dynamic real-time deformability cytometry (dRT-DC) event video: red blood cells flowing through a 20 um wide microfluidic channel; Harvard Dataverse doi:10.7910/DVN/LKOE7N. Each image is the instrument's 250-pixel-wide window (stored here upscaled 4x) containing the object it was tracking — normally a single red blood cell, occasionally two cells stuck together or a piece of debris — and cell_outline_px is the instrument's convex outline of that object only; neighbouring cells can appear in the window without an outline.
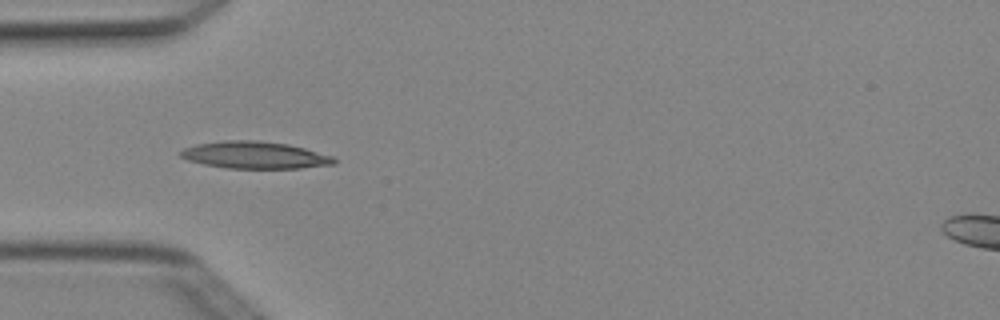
{"species": "Egyptian fruit bat (a non-hibernating species)", "species_latin": "Rousettus aegyptiacus", "temperature_condition": "cold", "stored_images_in_passage": 4, "camera_frame_rate_fps": 3000, "um_per_image_px": 0.085, "animal": {"sex": "female"}, "frame": {"image": 1, "passage_image": 4, "time_ms": 1.0, "image_size_px": [1000, 320], "cell_outline_px": [[336, 164], [300, 168], [228, 168], [204, 164], [188, 160], [180, 156], [180, 152], [184, 148], [196, 144], [224, 140], [260, 140], [288, 144], [304, 148], [332, 156], [336, 160]], "centroid_in_image_um": [21.66, 13.17], "position_along_channel_um": 63.3, "area_um2": 24.16}}